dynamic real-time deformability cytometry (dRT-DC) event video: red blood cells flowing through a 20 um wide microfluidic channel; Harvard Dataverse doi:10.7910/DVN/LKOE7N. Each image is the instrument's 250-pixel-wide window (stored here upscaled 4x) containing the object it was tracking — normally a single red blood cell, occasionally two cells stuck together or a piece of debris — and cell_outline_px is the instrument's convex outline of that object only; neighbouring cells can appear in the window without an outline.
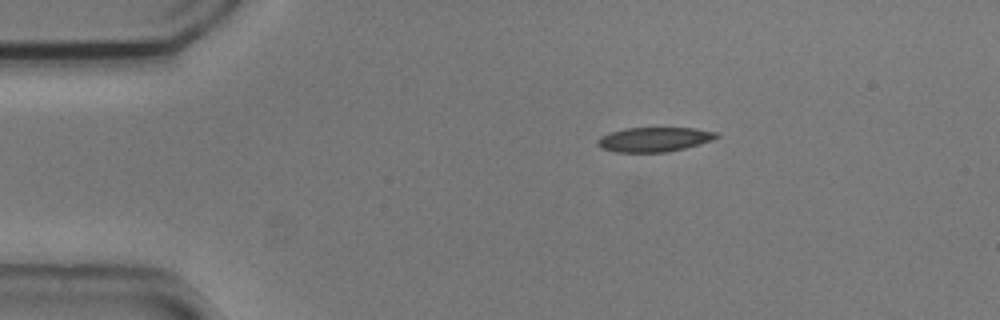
{"species": "common noctule bat (a hibernating species)", "species_latin": "Nyctalus noctula", "temperature_condition": "cold", "stored_images_in_passage": 45, "camera_frame_rate_fps": 3000, "um_per_image_px": 0.085, "animal": {"sex": "male", "body_mass_g": 20.5, "forearm_length_mm": 52.5}, "frame": {"image": 1, "passage_image": 1, "time_ms": 0.0, "image_size_px": [1000, 320], "cell_outline_px": [[720, 136], [712, 140], [700, 144], [668, 152], [616, 152], [600, 148], [596, 144], [596, 140], [600, 136], [624, 128], [696, 128], [716, 132]], "centroid_in_image_um": [55.59, 11.85], "position_along_channel_um": 29.4, "area_um2": 17.05}}
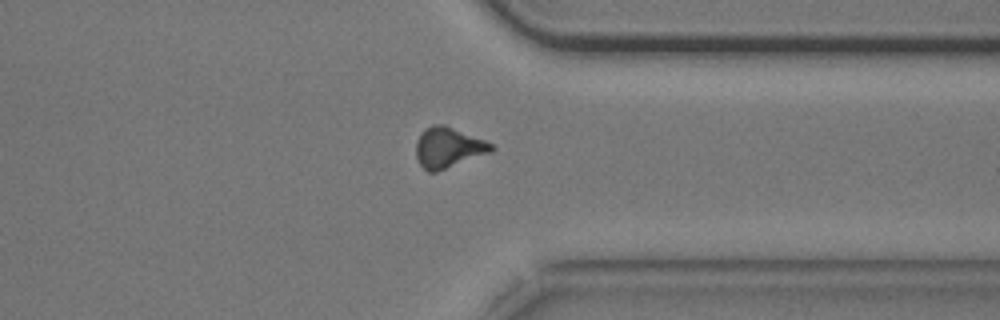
{"frame": {"image": 2, "passage_image": 33, "time_ms": 10.667, "image_size_px": [1000, 320], "cell_outline_px": [[496, 148], [492, 152], [436, 172], [428, 172], [420, 164], [416, 156], [416, 140], [420, 132], [424, 128], [436, 124], [444, 124], [484, 140], [492, 144]], "centroid_in_image_um": [38.09, 12.54], "position_along_channel_um": 373.3, "area_um2": 17.8}}
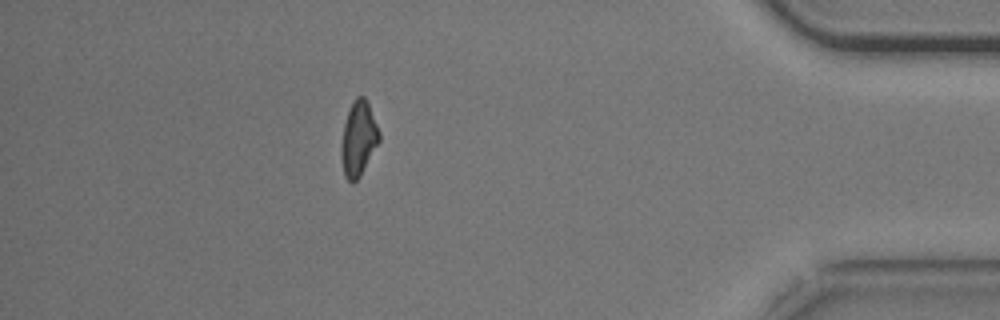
{"frame": {"image": 3, "passage_image": 39, "time_ms": 12.667, "image_size_px": [1000, 320], "cell_outline_px": [[380, 140], [360, 176], [352, 184], [344, 176], [340, 152], [340, 148], [344, 124], [348, 112], [356, 96], [364, 96], [368, 104], [380, 132]], "centroid_in_image_um": [30.46, 11.82], "position_along_channel_um": 404.7, "area_um2": 16.36}, "authors_computed_cell_mechanics": {"area_um2": 17.4556, "velocity_mm_per_s": 3.7273, "shape_relaxation_time_tau1_ms": 10.8498, "shape_relaxation_time_tau2_ms": 6.2444, "deformation_change_tau1": 0.2242, "deformation_change_tau2": 0.1507}}